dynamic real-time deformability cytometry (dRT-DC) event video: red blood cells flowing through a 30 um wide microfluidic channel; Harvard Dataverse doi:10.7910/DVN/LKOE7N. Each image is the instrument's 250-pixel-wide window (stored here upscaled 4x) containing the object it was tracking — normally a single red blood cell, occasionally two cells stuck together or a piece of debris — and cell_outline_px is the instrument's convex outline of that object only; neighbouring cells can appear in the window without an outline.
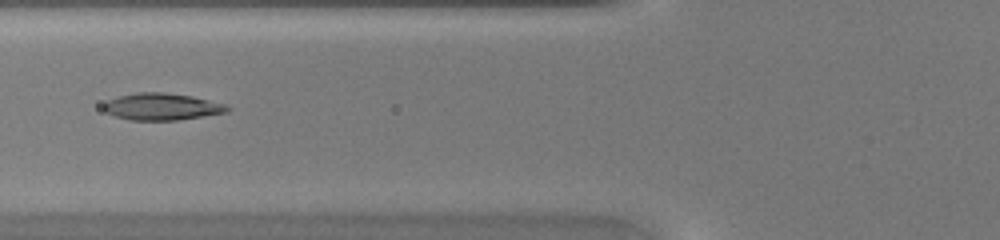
{"species": "common noctule bat (a hibernating species)", "species_latin": "Nyctalus noctula", "temperature_condition": "warm", "stored_images_in_passage": 40, "camera_frame_rate_fps": 3000, "um_per_image_px": 0.085, "animal": {"sex": "female", "body_mass_g": 20.0, "forearm_length_mm": 54.0}, "frame": {"image": 1, "passage_image": 12, "time_ms": 3.667, "image_size_px": [1000, 240], "cell_outline_px": [[232, 108], [228, 112], [176, 120], [132, 120], [116, 116], [104, 112], [104, 104], [108, 100], [120, 96], [136, 92], [164, 92], [192, 96], [228, 104]], "centroid_in_image_um": [13.8, 9.06], "position_along_channel_um": 112.0, "area_um2": 19.42}}
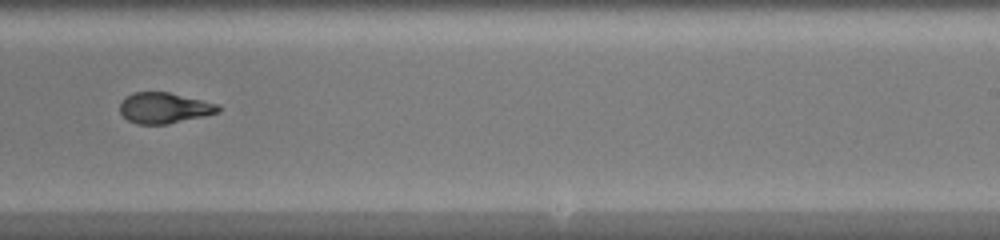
{"frame": {"image": 2, "passage_image": 23, "time_ms": 7.333, "image_size_px": [1000, 240], "cell_outline_px": [[220, 112], [204, 116], [168, 124], [136, 124], [128, 120], [120, 112], [120, 100], [124, 96], [132, 92], [168, 92], [220, 104]], "centroid_in_image_um": [13.94, 9.17], "position_along_channel_um": 275.1, "area_um2": 17.8}}
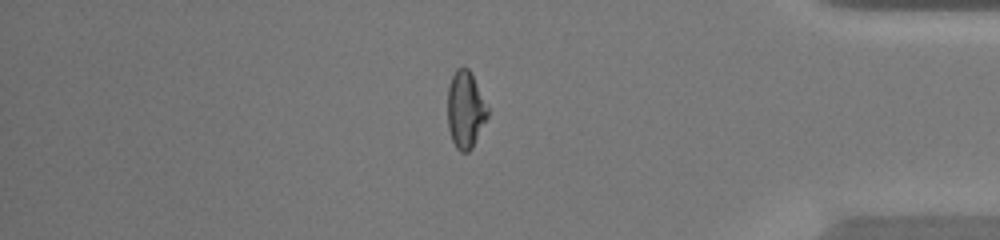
{"frame": {"image": 3, "passage_image": 33, "time_ms": 10.667, "image_size_px": [1000, 240], "cell_outline_px": [[488, 116], [472, 148], [468, 152], [460, 152], [456, 148], [452, 140], [448, 128], [448, 84], [456, 68], [468, 68], [488, 108]], "centroid_in_image_um": [39.54, 9.35], "position_along_channel_um": 395.7, "area_um2": 17.74}}